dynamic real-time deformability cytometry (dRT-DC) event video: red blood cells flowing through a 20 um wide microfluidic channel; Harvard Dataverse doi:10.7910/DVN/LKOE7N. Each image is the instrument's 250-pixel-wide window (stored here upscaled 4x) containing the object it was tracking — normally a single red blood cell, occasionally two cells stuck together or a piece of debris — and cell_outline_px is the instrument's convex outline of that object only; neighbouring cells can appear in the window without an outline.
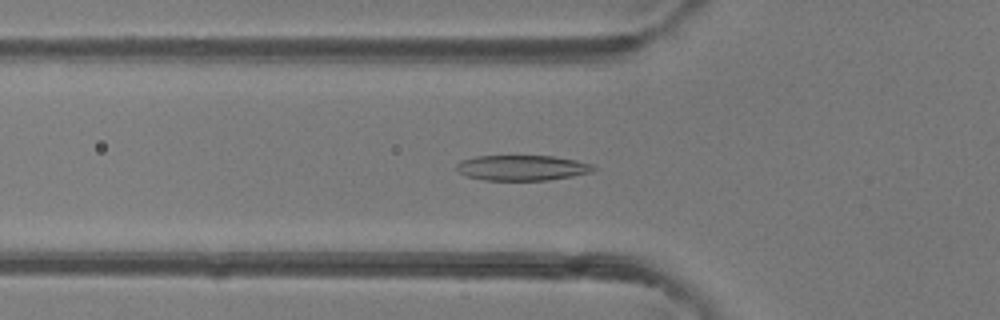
{"species": "common noctule bat (a hibernating species)", "species_latin": "Nyctalus noctula", "temperature_condition": "room temperature", "stored_images_in_passage": 34, "camera_frame_rate_fps": 3000, "um_per_image_px": 0.085, "animal": {"sex": "female"}, "frame": {"image": 1, "passage_image": 4, "time_ms": 1.0, "image_size_px": [1000, 320], "cell_outline_px": [[596, 168], [592, 172], [572, 176], [548, 180], [484, 180], [468, 176], [460, 172], [456, 168], [456, 164], [460, 160], [476, 156], [552, 156], [576, 160], [592, 164]], "centroid_in_image_um": [44.38, 14.26], "position_along_channel_um": 81.4, "area_um2": 20.17}}
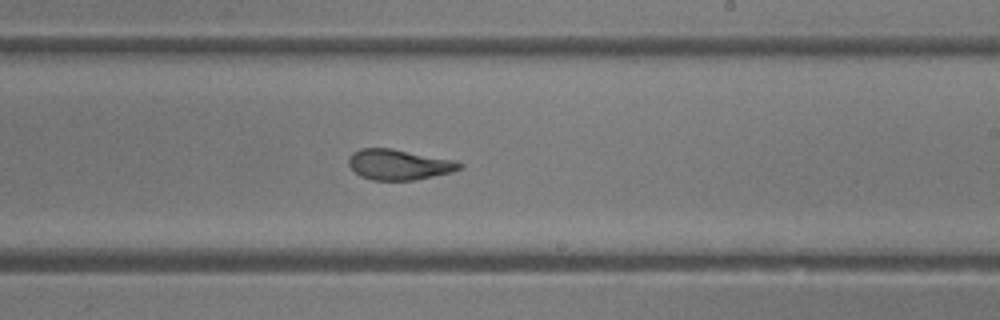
{"frame": {"image": 2, "passage_image": 16, "time_ms": 5.0, "image_size_px": [1000, 320], "cell_outline_px": [[464, 164], [460, 168], [452, 172], [416, 180], [372, 180], [360, 176], [348, 164], [348, 160], [352, 152], [360, 148], [392, 148], [456, 160]], "centroid_in_image_um": [33.92, 13.98], "position_along_channel_um": 255.1, "area_um2": 19.83}}
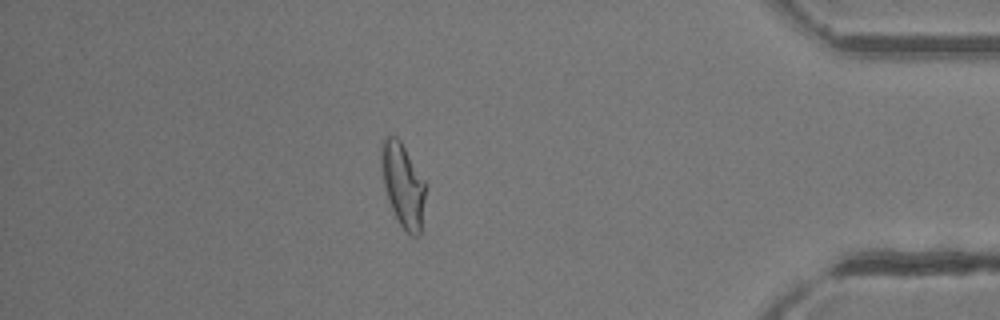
{"frame": {"image": 3, "passage_image": 29, "time_ms": 9.333, "image_size_px": [1000, 320], "cell_outline_px": [[428, 184], [420, 236], [412, 236], [400, 224], [388, 200], [384, 184], [380, 160], [380, 144], [388, 136], [396, 136], [400, 140]], "centroid_in_image_um": [34.29, 15.71], "position_along_channel_um": 400.9, "area_um2": 21.91}}